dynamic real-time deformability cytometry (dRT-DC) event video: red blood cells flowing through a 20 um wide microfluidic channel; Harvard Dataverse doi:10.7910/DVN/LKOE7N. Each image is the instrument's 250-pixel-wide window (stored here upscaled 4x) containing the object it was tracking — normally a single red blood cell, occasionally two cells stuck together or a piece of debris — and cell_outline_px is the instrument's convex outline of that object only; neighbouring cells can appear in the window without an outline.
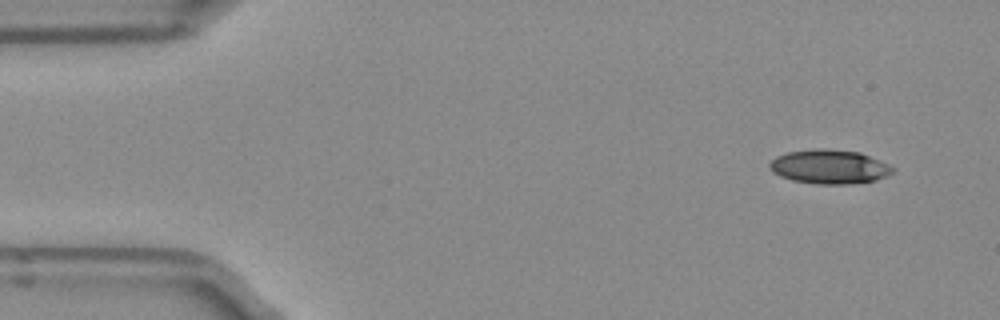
{"species": "Egyptian fruit bat (a non-hibernating species)", "species_latin": "Rousettus aegyptiacus", "temperature_condition": "room temperature", "stored_images_in_passage": 48, "camera_frame_rate_fps": 3000, "um_per_image_px": 0.085, "frame": {"image": 1, "passage_image": 1, "time_ms": 0.0, "image_size_px": [1000, 320], "cell_outline_px": [[896, 172], [888, 176], [876, 180], [852, 184], [816, 184], [792, 180], [780, 176], [772, 172], [768, 168], [768, 164], [776, 156], [788, 152], [816, 148], [824, 148], [860, 152], [892, 164], [896, 168]], "centroid_in_image_um": [70.56, 14.17], "position_along_channel_um": 14.4, "area_um2": 25.03}}
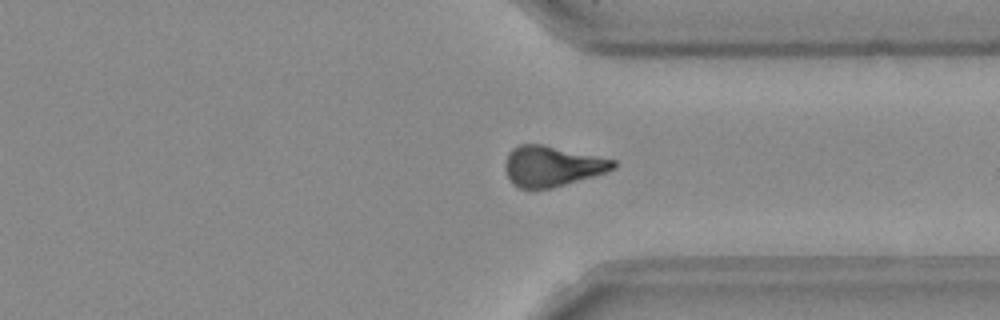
{"frame": {"image": 2, "passage_image": 35, "time_ms": 11.333, "image_size_px": [1000, 320], "cell_outline_px": [[616, 168], [592, 176], [552, 188], [520, 188], [512, 184], [504, 168], [504, 164], [508, 152], [512, 148], [520, 144], [540, 144], [616, 160]], "centroid_in_image_um": [46.88, 14.12], "position_along_channel_um": 364.5, "area_um2": 25.2}}
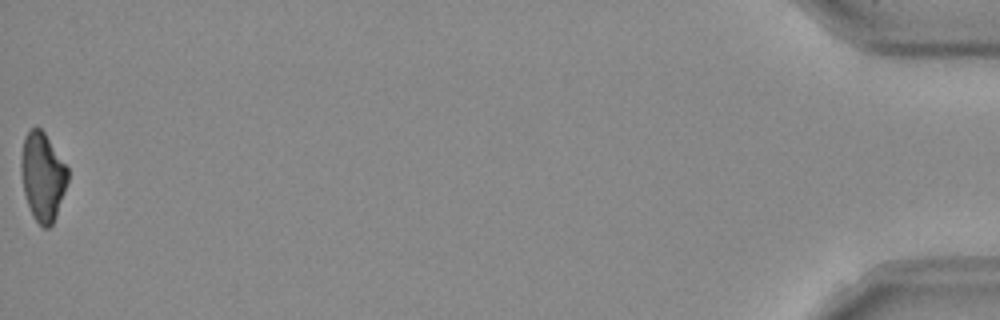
{"frame": {"image": 3, "passage_image": 48, "time_ms": 15.667, "image_size_px": [1000, 320], "cell_outline_px": [[68, 180], [56, 216], [52, 224], [48, 228], [44, 228], [32, 216], [24, 192], [20, 168], [20, 164], [24, 136], [32, 128], [40, 128], [44, 132], [68, 168]], "centroid_in_image_um": [3.62, 15.01], "position_along_channel_um": 431.6, "area_um2": 23.76}, "authors_computed_cell_mechanics": {"area_um2": 25.2297, "velocity_mm_per_s": 3.9629, "shape_relaxation_time_tau1_ms": 5.6791, "shape_relaxation_time_tau2_ms": 5.6993, "deformation_change_tau1": 0.1707, "deformation_change_tau2": 0.1564}}